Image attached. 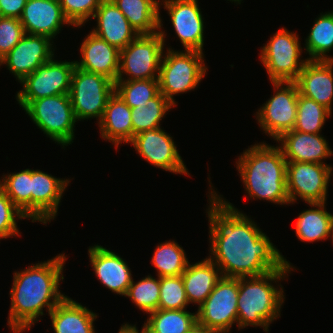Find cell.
<instances>
[{"label":"cell","instance_id":"9a60e30c","mask_svg":"<svg viewBox=\"0 0 333 333\" xmlns=\"http://www.w3.org/2000/svg\"><path fill=\"white\" fill-rule=\"evenodd\" d=\"M49 37L25 33L21 40L0 60L15 75L20 83L39 66L55 56V49Z\"/></svg>","mask_w":333,"mask_h":333},{"label":"cell","instance_id":"277c9868","mask_svg":"<svg viewBox=\"0 0 333 333\" xmlns=\"http://www.w3.org/2000/svg\"><path fill=\"white\" fill-rule=\"evenodd\" d=\"M295 268L291 264H284L279 270L270 271L264 275L239 278V294L237 299V326L262 327L268 333L269 325L280 318L281 306L285 295L282 285L277 287L281 279ZM273 282V283H272Z\"/></svg>","mask_w":333,"mask_h":333},{"label":"cell","instance_id":"f35d334b","mask_svg":"<svg viewBox=\"0 0 333 333\" xmlns=\"http://www.w3.org/2000/svg\"><path fill=\"white\" fill-rule=\"evenodd\" d=\"M62 12L71 26L82 27L93 17L102 0H59Z\"/></svg>","mask_w":333,"mask_h":333},{"label":"cell","instance_id":"7c38bea8","mask_svg":"<svg viewBox=\"0 0 333 333\" xmlns=\"http://www.w3.org/2000/svg\"><path fill=\"white\" fill-rule=\"evenodd\" d=\"M239 278L222 276L207 299L198 307L197 325L229 333L237 325Z\"/></svg>","mask_w":333,"mask_h":333},{"label":"cell","instance_id":"e0dca14e","mask_svg":"<svg viewBox=\"0 0 333 333\" xmlns=\"http://www.w3.org/2000/svg\"><path fill=\"white\" fill-rule=\"evenodd\" d=\"M70 179L31 169V220L43 224L55 219Z\"/></svg>","mask_w":333,"mask_h":333},{"label":"cell","instance_id":"ac0fdd59","mask_svg":"<svg viewBox=\"0 0 333 333\" xmlns=\"http://www.w3.org/2000/svg\"><path fill=\"white\" fill-rule=\"evenodd\" d=\"M88 255L100 283L110 291L125 296L133 280L126 261L117 253L98 244L89 246Z\"/></svg>","mask_w":333,"mask_h":333},{"label":"cell","instance_id":"8d00e7d4","mask_svg":"<svg viewBox=\"0 0 333 333\" xmlns=\"http://www.w3.org/2000/svg\"><path fill=\"white\" fill-rule=\"evenodd\" d=\"M189 302L186 297L182 275L160 278V300L158 309H186Z\"/></svg>","mask_w":333,"mask_h":333},{"label":"cell","instance_id":"4dcf8cb0","mask_svg":"<svg viewBox=\"0 0 333 333\" xmlns=\"http://www.w3.org/2000/svg\"><path fill=\"white\" fill-rule=\"evenodd\" d=\"M146 104L131 108L133 137L144 131L161 128V120L175 107L161 92Z\"/></svg>","mask_w":333,"mask_h":333},{"label":"cell","instance_id":"ffe728a7","mask_svg":"<svg viewBox=\"0 0 333 333\" xmlns=\"http://www.w3.org/2000/svg\"><path fill=\"white\" fill-rule=\"evenodd\" d=\"M276 142L281 143V150L287 162H307L325 164L324 161L333 155V150L321 133H303L290 130L283 133Z\"/></svg>","mask_w":333,"mask_h":333},{"label":"cell","instance_id":"ba28073f","mask_svg":"<svg viewBox=\"0 0 333 333\" xmlns=\"http://www.w3.org/2000/svg\"><path fill=\"white\" fill-rule=\"evenodd\" d=\"M297 33L286 28L276 31L259 55L271 82H294L308 59L301 60L302 47Z\"/></svg>","mask_w":333,"mask_h":333},{"label":"cell","instance_id":"8fae6325","mask_svg":"<svg viewBox=\"0 0 333 333\" xmlns=\"http://www.w3.org/2000/svg\"><path fill=\"white\" fill-rule=\"evenodd\" d=\"M275 93L259 108L255 117L260 128L275 141L293 130L297 117L298 88L295 82H270Z\"/></svg>","mask_w":333,"mask_h":333},{"label":"cell","instance_id":"f546056e","mask_svg":"<svg viewBox=\"0 0 333 333\" xmlns=\"http://www.w3.org/2000/svg\"><path fill=\"white\" fill-rule=\"evenodd\" d=\"M305 40V51L310 61H333L329 53L333 49V10L320 13Z\"/></svg>","mask_w":333,"mask_h":333},{"label":"cell","instance_id":"4fadbf2b","mask_svg":"<svg viewBox=\"0 0 333 333\" xmlns=\"http://www.w3.org/2000/svg\"><path fill=\"white\" fill-rule=\"evenodd\" d=\"M333 167L319 163L287 162L286 187L290 204L326 202Z\"/></svg>","mask_w":333,"mask_h":333},{"label":"cell","instance_id":"83f0119b","mask_svg":"<svg viewBox=\"0 0 333 333\" xmlns=\"http://www.w3.org/2000/svg\"><path fill=\"white\" fill-rule=\"evenodd\" d=\"M138 34L159 32L160 0H112Z\"/></svg>","mask_w":333,"mask_h":333},{"label":"cell","instance_id":"4316f807","mask_svg":"<svg viewBox=\"0 0 333 333\" xmlns=\"http://www.w3.org/2000/svg\"><path fill=\"white\" fill-rule=\"evenodd\" d=\"M325 204L326 202L307 203L311 208L299 213L295 233L300 241L313 243L332 237L333 214L327 212Z\"/></svg>","mask_w":333,"mask_h":333},{"label":"cell","instance_id":"7bdbcfd3","mask_svg":"<svg viewBox=\"0 0 333 333\" xmlns=\"http://www.w3.org/2000/svg\"><path fill=\"white\" fill-rule=\"evenodd\" d=\"M118 333H139L136 325H131L129 323H124L119 329Z\"/></svg>","mask_w":333,"mask_h":333},{"label":"cell","instance_id":"e575fe53","mask_svg":"<svg viewBox=\"0 0 333 333\" xmlns=\"http://www.w3.org/2000/svg\"><path fill=\"white\" fill-rule=\"evenodd\" d=\"M115 92L130 107L147 105L146 102L154 98L159 92L158 79L117 80Z\"/></svg>","mask_w":333,"mask_h":333},{"label":"cell","instance_id":"2e32d148","mask_svg":"<svg viewBox=\"0 0 333 333\" xmlns=\"http://www.w3.org/2000/svg\"><path fill=\"white\" fill-rule=\"evenodd\" d=\"M184 50L203 53L204 18L198 0H161ZM163 2V3H162Z\"/></svg>","mask_w":333,"mask_h":333},{"label":"cell","instance_id":"d6a6232c","mask_svg":"<svg viewBox=\"0 0 333 333\" xmlns=\"http://www.w3.org/2000/svg\"><path fill=\"white\" fill-rule=\"evenodd\" d=\"M0 186L13 204L31 219V169L3 175Z\"/></svg>","mask_w":333,"mask_h":333},{"label":"cell","instance_id":"5bb4252c","mask_svg":"<svg viewBox=\"0 0 333 333\" xmlns=\"http://www.w3.org/2000/svg\"><path fill=\"white\" fill-rule=\"evenodd\" d=\"M129 143L152 166L173 174L190 175L172 136L162 128L141 132Z\"/></svg>","mask_w":333,"mask_h":333},{"label":"cell","instance_id":"1f68e13d","mask_svg":"<svg viewBox=\"0 0 333 333\" xmlns=\"http://www.w3.org/2000/svg\"><path fill=\"white\" fill-rule=\"evenodd\" d=\"M151 260L160 278L182 275L189 263L185 250L174 240L159 243Z\"/></svg>","mask_w":333,"mask_h":333},{"label":"cell","instance_id":"f6af8a7d","mask_svg":"<svg viewBox=\"0 0 333 333\" xmlns=\"http://www.w3.org/2000/svg\"><path fill=\"white\" fill-rule=\"evenodd\" d=\"M330 240H332V243H333V231H332V237H331V239Z\"/></svg>","mask_w":333,"mask_h":333},{"label":"cell","instance_id":"f1b7e54d","mask_svg":"<svg viewBox=\"0 0 333 333\" xmlns=\"http://www.w3.org/2000/svg\"><path fill=\"white\" fill-rule=\"evenodd\" d=\"M157 309L149 313L140 333H191L197 325V313Z\"/></svg>","mask_w":333,"mask_h":333},{"label":"cell","instance_id":"484cf974","mask_svg":"<svg viewBox=\"0 0 333 333\" xmlns=\"http://www.w3.org/2000/svg\"><path fill=\"white\" fill-rule=\"evenodd\" d=\"M221 277L220 269L209 258L195 264L189 262L182 273L189 304L194 303L199 307L210 295Z\"/></svg>","mask_w":333,"mask_h":333},{"label":"cell","instance_id":"836d02e7","mask_svg":"<svg viewBox=\"0 0 333 333\" xmlns=\"http://www.w3.org/2000/svg\"><path fill=\"white\" fill-rule=\"evenodd\" d=\"M332 113L316 101L298 94L295 131L320 133Z\"/></svg>","mask_w":333,"mask_h":333},{"label":"cell","instance_id":"74e56055","mask_svg":"<svg viewBox=\"0 0 333 333\" xmlns=\"http://www.w3.org/2000/svg\"><path fill=\"white\" fill-rule=\"evenodd\" d=\"M28 219L6 195L0 186V240L20 236L16 219Z\"/></svg>","mask_w":333,"mask_h":333},{"label":"cell","instance_id":"3957f363","mask_svg":"<svg viewBox=\"0 0 333 333\" xmlns=\"http://www.w3.org/2000/svg\"><path fill=\"white\" fill-rule=\"evenodd\" d=\"M236 160V168L250 199L290 204L286 187L287 161L279 145L255 143Z\"/></svg>","mask_w":333,"mask_h":333},{"label":"cell","instance_id":"cb8c5ba5","mask_svg":"<svg viewBox=\"0 0 333 333\" xmlns=\"http://www.w3.org/2000/svg\"><path fill=\"white\" fill-rule=\"evenodd\" d=\"M98 126L101 137L115 145L116 149L133 139L131 108L116 92L109 97Z\"/></svg>","mask_w":333,"mask_h":333},{"label":"cell","instance_id":"30bf717a","mask_svg":"<svg viewBox=\"0 0 333 333\" xmlns=\"http://www.w3.org/2000/svg\"><path fill=\"white\" fill-rule=\"evenodd\" d=\"M75 67V61H58L54 56L39 66L20 82L23 89L15 95L20 107L24 110L33 100L69 94Z\"/></svg>","mask_w":333,"mask_h":333},{"label":"cell","instance_id":"b9f144b4","mask_svg":"<svg viewBox=\"0 0 333 333\" xmlns=\"http://www.w3.org/2000/svg\"><path fill=\"white\" fill-rule=\"evenodd\" d=\"M191 333H227V332L216 329L204 328L199 325H196V327L191 331Z\"/></svg>","mask_w":333,"mask_h":333},{"label":"cell","instance_id":"5b68a950","mask_svg":"<svg viewBox=\"0 0 333 333\" xmlns=\"http://www.w3.org/2000/svg\"><path fill=\"white\" fill-rule=\"evenodd\" d=\"M160 64L158 83L160 92L174 105V95L187 93L199 85L208 70L204 53L194 50H166Z\"/></svg>","mask_w":333,"mask_h":333},{"label":"cell","instance_id":"ee69618b","mask_svg":"<svg viewBox=\"0 0 333 333\" xmlns=\"http://www.w3.org/2000/svg\"><path fill=\"white\" fill-rule=\"evenodd\" d=\"M228 1H232V2H235V3L241 4L242 0H228Z\"/></svg>","mask_w":333,"mask_h":333},{"label":"cell","instance_id":"ab89813d","mask_svg":"<svg viewBox=\"0 0 333 333\" xmlns=\"http://www.w3.org/2000/svg\"><path fill=\"white\" fill-rule=\"evenodd\" d=\"M25 32L19 18L0 19V60L21 40Z\"/></svg>","mask_w":333,"mask_h":333},{"label":"cell","instance_id":"603a6c76","mask_svg":"<svg viewBox=\"0 0 333 333\" xmlns=\"http://www.w3.org/2000/svg\"><path fill=\"white\" fill-rule=\"evenodd\" d=\"M92 18L97 26L91 32L118 50L139 35L112 0H102Z\"/></svg>","mask_w":333,"mask_h":333},{"label":"cell","instance_id":"6da1fadb","mask_svg":"<svg viewBox=\"0 0 333 333\" xmlns=\"http://www.w3.org/2000/svg\"><path fill=\"white\" fill-rule=\"evenodd\" d=\"M208 182L212 190L206 212L211 251L208 258L222 276H260L291 264L252 219L218 195Z\"/></svg>","mask_w":333,"mask_h":333},{"label":"cell","instance_id":"7a4b0ae2","mask_svg":"<svg viewBox=\"0 0 333 333\" xmlns=\"http://www.w3.org/2000/svg\"><path fill=\"white\" fill-rule=\"evenodd\" d=\"M66 260L67 257L62 253L13 273L7 321L12 333L30 330L34 323L40 321L39 317L44 315L45 307L49 314L67 296L59 290V283L64 279L62 272Z\"/></svg>","mask_w":333,"mask_h":333},{"label":"cell","instance_id":"8992f818","mask_svg":"<svg viewBox=\"0 0 333 333\" xmlns=\"http://www.w3.org/2000/svg\"><path fill=\"white\" fill-rule=\"evenodd\" d=\"M159 17V32L139 34L120 50L117 80L158 79L165 46V30ZM126 74L124 78L123 75Z\"/></svg>","mask_w":333,"mask_h":333},{"label":"cell","instance_id":"60d3db41","mask_svg":"<svg viewBox=\"0 0 333 333\" xmlns=\"http://www.w3.org/2000/svg\"><path fill=\"white\" fill-rule=\"evenodd\" d=\"M27 0H0V10L3 17L20 18Z\"/></svg>","mask_w":333,"mask_h":333},{"label":"cell","instance_id":"d590c367","mask_svg":"<svg viewBox=\"0 0 333 333\" xmlns=\"http://www.w3.org/2000/svg\"><path fill=\"white\" fill-rule=\"evenodd\" d=\"M124 297H128L143 312L147 314L158 309L160 300V277L148 275L137 283L132 280Z\"/></svg>","mask_w":333,"mask_h":333},{"label":"cell","instance_id":"44dd1931","mask_svg":"<svg viewBox=\"0 0 333 333\" xmlns=\"http://www.w3.org/2000/svg\"><path fill=\"white\" fill-rule=\"evenodd\" d=\"M81 61L75 66L92 73L104 75L114 83L119 74L120 50L99 38L91 31L80 46Z\"/></svg>","mask_w":333,"mask_h":333},{"label":"cell","instance_id":"7402d4cb","mask_svg":"<svg viewBox=\"0 0 333 333\" xmlns=\"http://www.w3.org/2000/svg\"><path fill=\"white\" fill-rule=\"evenodd\" d=\"M300 95L316 101L332 113L333 61H308L294 81Z\"/></svg>","mask_w":333,"mask_h":333},{"label":"cell","instance_id":"d4e9b609","mask_svg":"<svg viewBox=\"0 0 333 333\" xmlns=\"http://www.w3.org/2000/svg\"><path fill=\"white\" fill-rule=\"evenodd\" d=\"M48 315L54 333H95L93 325L98 315L68 296Z\"/></svg>","mask_w":333,"mask_h":333},{"label":"cell","instance_id":"d6986e66","mask_svg":"<svg viewBox=\"0 0 333 333\" xmlns=\"http://www.w3.org/2000/svg\"><path fill=\"white\" fill-rule=\"evenodd\" d=\"M19 19L25 33L43 35L51 40L60 33L63 25H71L62 12L59 0H27Z\"/></svg>","mask_w":333,"mask_h":333},{"label":"cell","instance_id":"52a82bcc","mask_svg":"<svg viewBox=\"0 0 333 333\" xmlns=\"http://www.w3.org/2000/svg\"><path fill=\"white\" fill-rule=\"evenodd\" d=\"M24 110L37 128L63 149L73 143L77 120L69 94L33 100Z\"/></svg>","mask_w":333,"mask_h":333},{"label":"cell","instance_id":"9c48e42d","mask_svg":"<svg viewBox=\"0 0 333 333\" xmlns=\"http://www.w3.org/2000/svg\"><path fill=\"white\" fill-rule=\"evenodd\" d=\"M114 92L115 83L108 77L75 67L69 97L76 120L96 118L99 123Z\"/></svg>","mask_w":333,"mask_h":333}]
</instances>
